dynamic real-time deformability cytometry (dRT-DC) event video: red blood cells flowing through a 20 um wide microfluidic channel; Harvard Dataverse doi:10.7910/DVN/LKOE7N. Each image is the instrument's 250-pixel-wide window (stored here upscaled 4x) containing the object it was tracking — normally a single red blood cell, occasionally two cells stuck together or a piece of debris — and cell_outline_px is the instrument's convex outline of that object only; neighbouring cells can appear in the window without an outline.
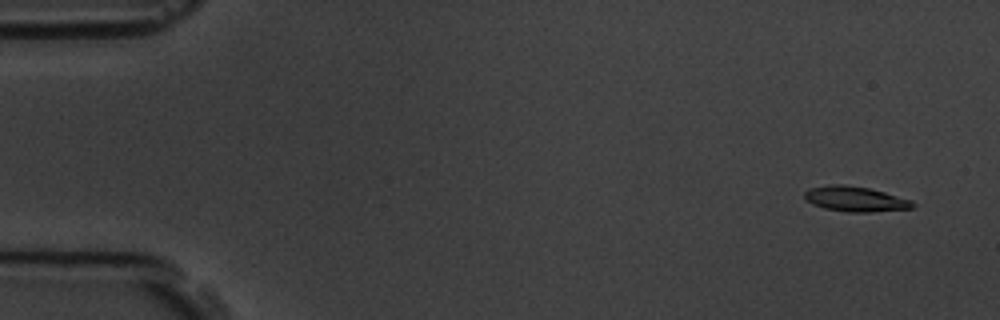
{"species": "common noctule bat (a hibernating species)", "species_latin": "Nyctalus noctula", "temperature_condition": "room temperature", "stored_images_in_passage": 5, "camera_frame_rate_fps": 3000, "um_per_image_px": 0.085, "animal": {"sex": "male", "body_mass_g": 19.5, "forearm_length_mm": 54.6}, "frame": {"image": 1, "passage_image": 1, "time_ms": 0.0, "image_size_px": [1000, 320], "cell_outline_px": [[916, 204], [912, 208], [868, 212], [848, 212], [824, 208], [812, 204], [804, 200], [804, 192], [808, 188], [832, 184], [844, 184], [868, 188], [884, 192], [912, 200]], "centroid_in_image_um": [72.66, 16.91], "position_along_channel_um": 12.3, "area_um2": 15.9}}
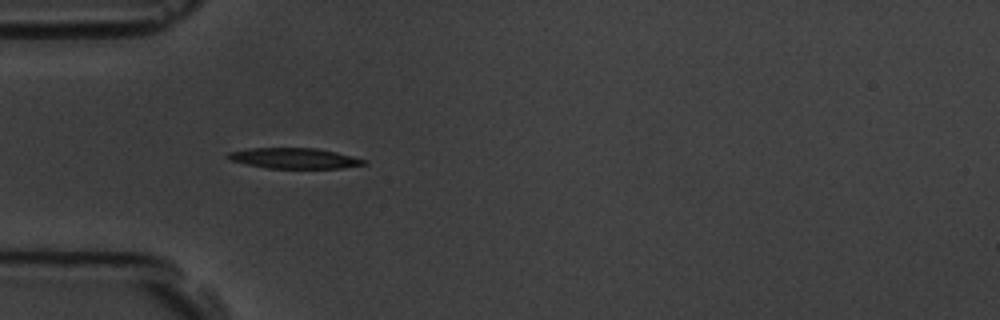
{"frame": {"image": 2, "passage_image": 5, "time_ms": 4.667, "image_size_px": [1000, 320], "cell_outline_px": [[368, 164], [340, 168], [268, 168], [248, 164], [232, 160], [228, 156], [228, 152], [248, 148], [316, 148], [336, 152], [368, 160]], "centroid_in_image_um": [25.08, 13.45], "position_along_channel_um": 59.9, "area_um2": 16.13}}